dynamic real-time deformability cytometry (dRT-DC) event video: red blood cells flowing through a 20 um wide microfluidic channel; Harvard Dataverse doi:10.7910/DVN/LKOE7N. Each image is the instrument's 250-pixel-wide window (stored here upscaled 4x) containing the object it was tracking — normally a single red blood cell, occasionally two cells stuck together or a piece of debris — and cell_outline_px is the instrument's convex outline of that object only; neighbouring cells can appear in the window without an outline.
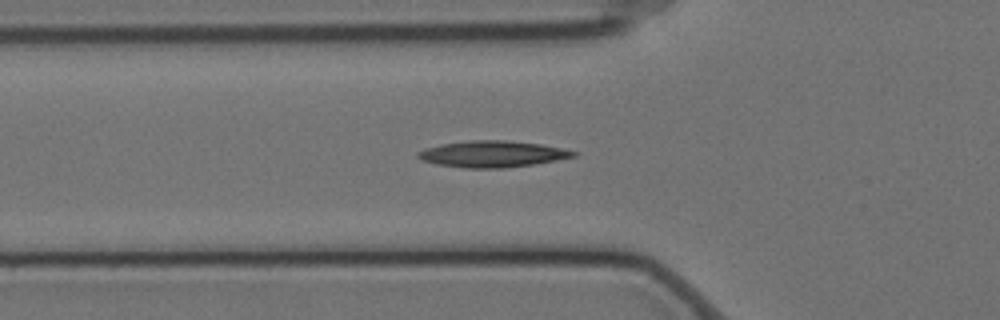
{"species": "Egyptian fruit bat (a non-hibernating species)", "species_latin": "Rousettus aegyptiacus", "temperature_condition": "cold", "stored_images_in_passage": 36, "camera_frame_rate_fps": 3000, "um_per_image_px": 0.085, "animal": {"sex": "female"}, "frame": {"image": 1, "passage_image": 2, "time_ms": 0.333, "image_size_px": [1000, 320], "cell_outline_px": [[576, 156], [556, 160], [532, 164], [504, 168], [464, 168], [436, 164], [420, 160], [416, 156], [416, 152], [424, 148], [440, 144], [468, 140], [504, 140], [540, 144], [560, 148], [576, 152]], "centroid_in_image_um": [41.76, 13.09], "position_along_channel_um": 84.0, "area_um2": 23.87}}
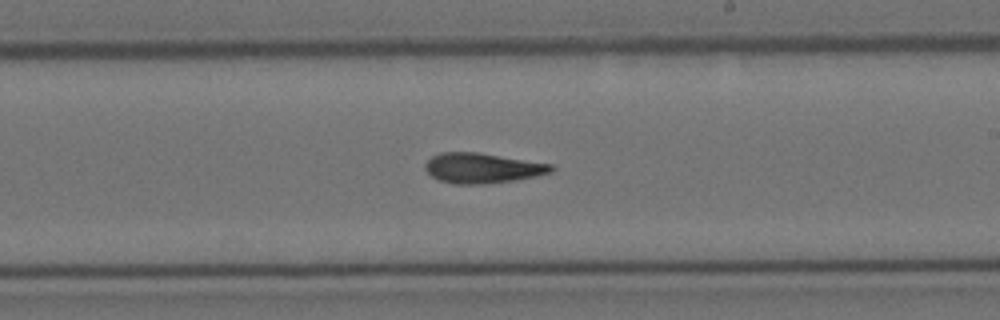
{"frame": {"image": 2, "passage_image": 16, "time_ms": 5.0, "image_size_px": [1000, 320], "cell_outline_px": [[556, 168], [552, 172], [536, 176], [516, 180], [484, 184], [456, 184], [440, 180], [432, 176], [424, 168], [424, 164], [432, 156], [440, 152], [476, 152], [552, 164]], "centroid_in_image_um": [41.01, 14.29], "position_along_channel_um": 248.0, "area_um2": 22.08}}
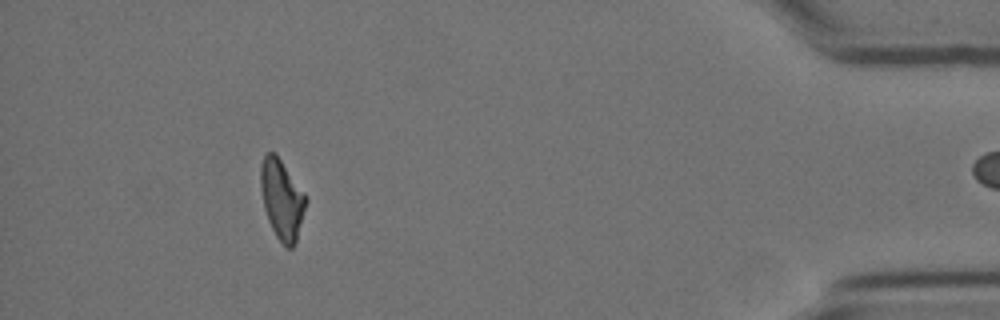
{"frame": {"image": 3, "passage_image": 35, "time_ms": 11.333, "image_size_px": [1000, 320], "cell_outline_px": [[308, 200], [296, 240], [292, 248], [288, 248], [276, 236], [268, 220], [264, 208], [260, 188], [260, 164], [264, 156], [268, 152], [276, 152], [308, 196]], "centroid_in_image_um": [23.97, 16.88], "position_along_channel_um": 411.2, "area_um2": 21.27}}